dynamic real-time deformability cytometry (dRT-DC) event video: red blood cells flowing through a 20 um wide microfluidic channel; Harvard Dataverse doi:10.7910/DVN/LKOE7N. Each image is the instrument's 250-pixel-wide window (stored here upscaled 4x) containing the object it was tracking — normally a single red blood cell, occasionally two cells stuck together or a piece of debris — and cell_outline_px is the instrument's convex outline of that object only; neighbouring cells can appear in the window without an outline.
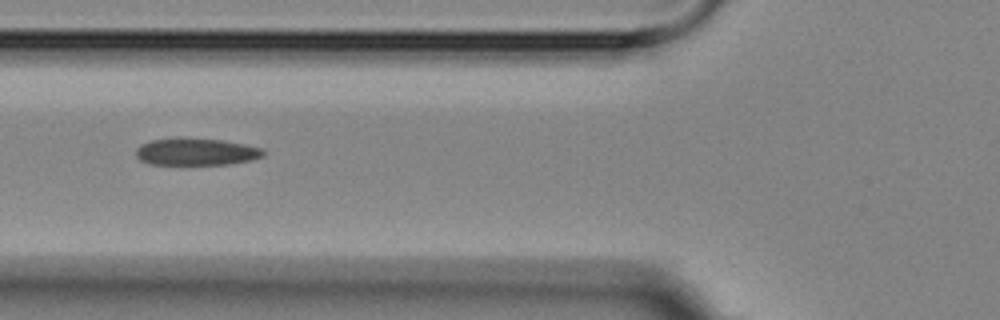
{"species": "Egyptian fruit bat (a non-hibernating species)", "species_latin": "Rousettus aegyptiacus", "temperature_condition": "room temperature", "stored_images_in_passage": 8, "camera_frame_rate_fps": 3000, "um_per_image_px": 0.085, "animal": {"sex": "female"}, "frame": {"image": 1, "passage_image": 6, "time_ms": 6.0, "image_size_px": [1000, 320], "cell_outline_px": [[264, 156], [252, 160], [228, 164], [148, 164], [140, 160], [136, 156], [136, 148], [140, 144], [152, 140], [176, 136], [184, 136], [220, 140], [244, 144], [260, 148], [264, 152]], "centroid_in_image_um": [16.61, 12.88], "position_along_channel_um": 109.2, "area_um2": 20.46}}
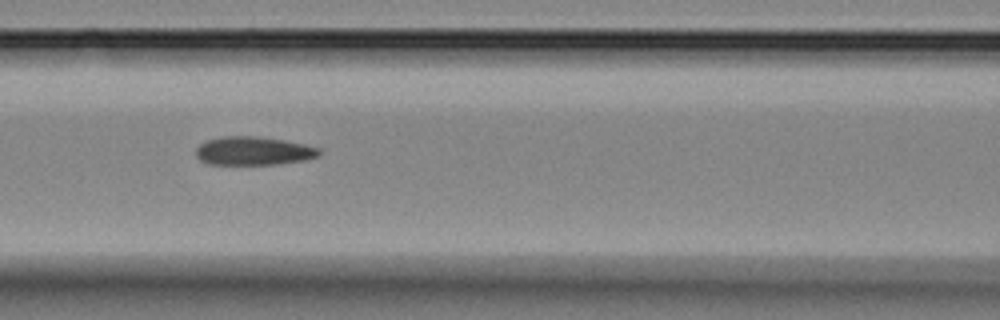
{"frame": {"image": 2, "passage_image": 7, "time_ms": 7.0, "image_size_px": [1000, 320], "cell_outline_px": [[320, 156], [304, 160], [276, 164], [208, 164], [200, 160], [196, 156], [196, 148], [200, 144], [208, 140], [224, 136], [260, 136], [284, 140], [304, 144], [320, 148]], "centroid_in_image_um": [21.55, 12.82], "position_along_channel_um": 145.0, "area_um2": 20.46}}
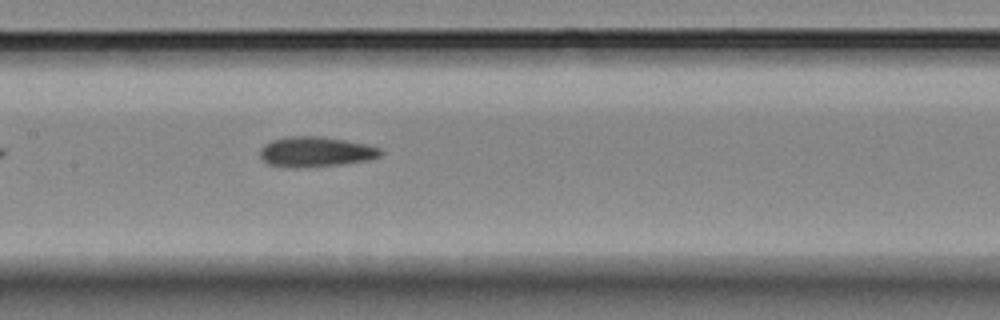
{"frame": {"image": 3, "passage_image": 8, "time_ms": 8.0, "image_size_px": [1000, 320], "cell_outline_px": [[384, 152], [380, 156], [368, 160], [340, 164], [308, 168], [292, 168], [268, 164], [260, 156], [260, 148], [264, 144], [272, 140], [284, 136], [320, 136], [344, 140], [364, 144], [380, 148]], "centroid_in_image_um": [26.8, 12.91], "position_along_channel_um": 180.6, "area_um2": 21.33}}